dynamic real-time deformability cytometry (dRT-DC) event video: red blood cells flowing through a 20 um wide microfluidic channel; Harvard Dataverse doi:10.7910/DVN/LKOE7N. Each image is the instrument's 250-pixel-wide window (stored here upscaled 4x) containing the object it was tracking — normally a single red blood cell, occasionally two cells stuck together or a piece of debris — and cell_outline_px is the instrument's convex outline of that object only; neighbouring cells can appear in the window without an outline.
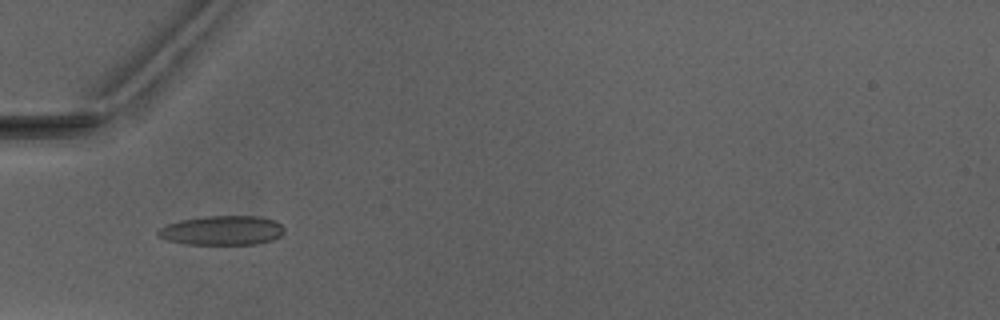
{"species": "Egyptian fruit bat (a non-hibernating species)", "species_latin": "Rousettus aegyptiacus", "temperature_condition": "warm", "stored_images_in_passage": 5, "camera_frame_rate_fps": 3000, "um_per_image_px": 0.085, "animal": {"sex": "male"}, "frame": {"image": 1, "passage_image": 5, "time_ms": 4.667, "image_size_px": [1000, 320], "cell_outline_px": [[284, 232], [280, 236], [272, 240], [256, 244], [184, 244], [168, 240], [160, 236], [156, 232], [160, 228], [168, 224], [180, 220], [204, 216], [256, 216], [276, 220], [284, 228]], "centroid_in_image_um": [18.9, 19.58], "position_along_channel_um": 66.1, "area_um2": 21.56}}